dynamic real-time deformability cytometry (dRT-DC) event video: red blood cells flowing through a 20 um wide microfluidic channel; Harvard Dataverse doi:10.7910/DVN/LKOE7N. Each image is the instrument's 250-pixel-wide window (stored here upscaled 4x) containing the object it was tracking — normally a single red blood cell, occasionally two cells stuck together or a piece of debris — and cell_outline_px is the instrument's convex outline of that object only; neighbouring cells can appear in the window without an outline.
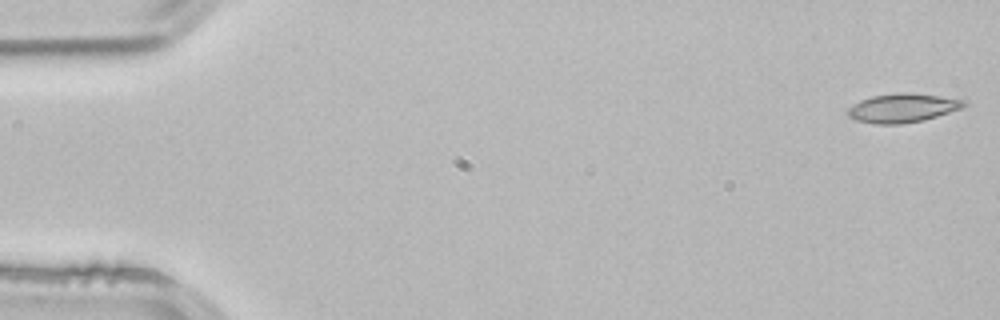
{"species": "common noctule bat (a hibernating species)", "species_latin": "Nyctalus noctula", "temperature_condition": "room temperature", "stored_images_in_passage": 4, "camera_frame_rate_fps": 3000, "um_per_image_px": 0.085, "animal": {"sex": "male", "body_mass_g": 21.5, "forearm_length_mm": 52.0}, "frame": {"image": 1, "passage_image": 1, "time_ms": 0.0, "image_size_px": [1000, 320], "cell_outline_px": [[968, 104], [960, 108], [924, 120], [900, 124], [872, 124], [852, 120], [844, 112], [852, 104], [860, 100], [872, 96], [900, 92], [908, 92], [940, 96], [968, 100]], "centroid_in_image_um": [76.65, 9.18], "position_along_channel_um": 8.3, "area_um2": 19.83}}
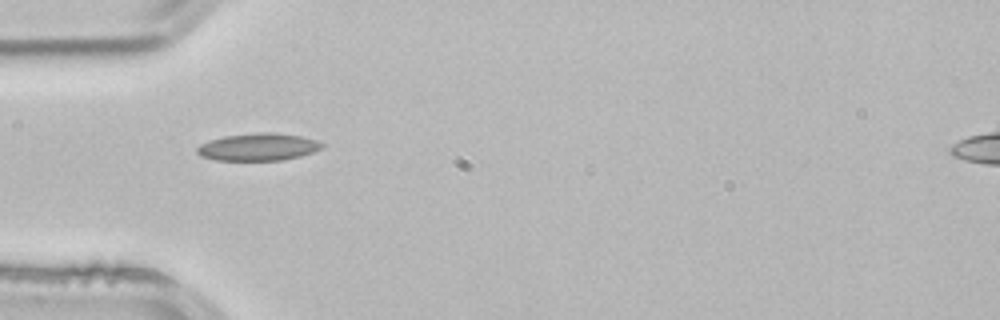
{"frame": {"image": 2, "passage_image": 4, "time_ms": 1.0, "image_size_px": [1000, 320], "cell_outline_px": [[324, 148], [300, 156], [280, 160], [216, 160], [200, 156], [196, 152], [196, 148], [200, 144], [224, 136], [256, 132], [276, 132], [300, 136], [320, 140], [324, 144]], "centroid_in_image_um": [21.98, 12.48], "position_along_channel_um": 63.0, "area_um2": 20.06}}